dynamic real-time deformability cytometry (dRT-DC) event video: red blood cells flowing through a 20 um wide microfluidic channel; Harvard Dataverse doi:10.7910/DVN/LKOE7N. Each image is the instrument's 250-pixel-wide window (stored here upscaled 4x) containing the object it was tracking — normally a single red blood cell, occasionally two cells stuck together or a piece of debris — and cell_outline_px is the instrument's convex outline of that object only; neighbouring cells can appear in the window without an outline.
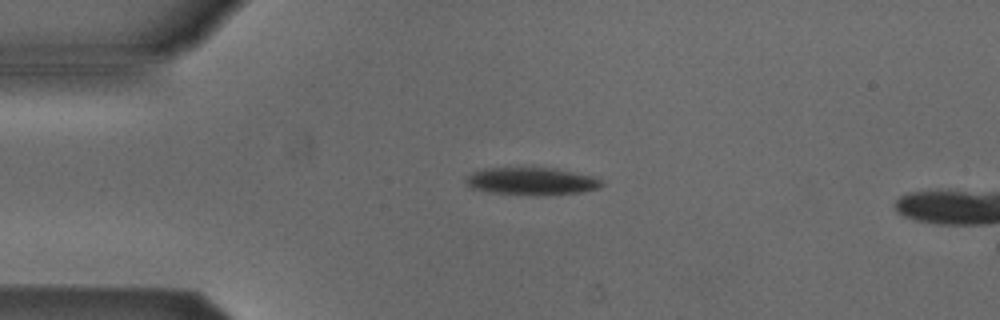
{"species": "Egyptian fruit bat (a non-hibernating species)", "species_latin": "Rousettus aegyptiacus", "temperature_condition": "cold", "stored_images_in_passage": 6, "camera_frame_rate_fps": 3000, "um_per_image_px": 0.085, "animal": {"sex": "male"}, "frame": {"image": 1, "passage_image": 2, "time_ms": 2.0, "image_size_px": [1000, 320], "cell_outline_px": [[604, 184], [600, 188], [580, 192], [492, 192], [468, 188], [464, 180], [472, 172], [484, 168], [532, 164], [556, 168], [596, 176], [604, 180]], "centroid_in_image_um": [45.17, 15.29], "position_along_channel_um": 39.8, "area_um2": 21.91}}
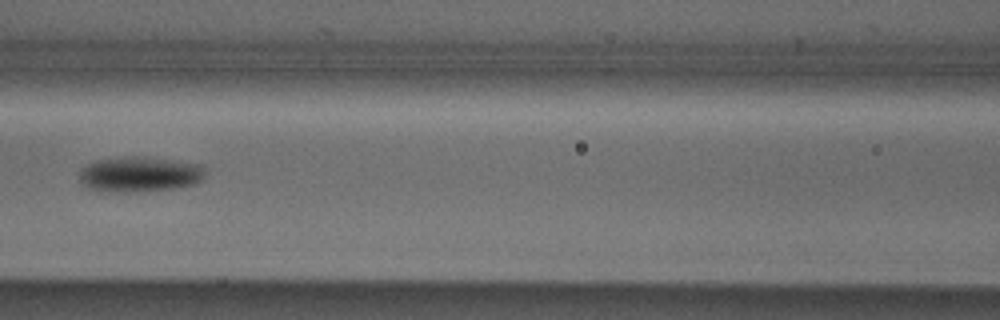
{"frame": {"image": 2, "passage_image": 5, "time_ms": 5.667, "image_size_px": [1000, 320], "cell_outline_px": [[204, 176], [196, 184], [176, 188], [132, 192], [96, 192], [80, 184], [80, 168], [92, 160], [124, 156], [148, 156], [200, 164], [204, 168]], "centroid_in_image_um": [11.79, 14.81], "position_along_channel_um": 154.8, "area_um2": 26.65}}
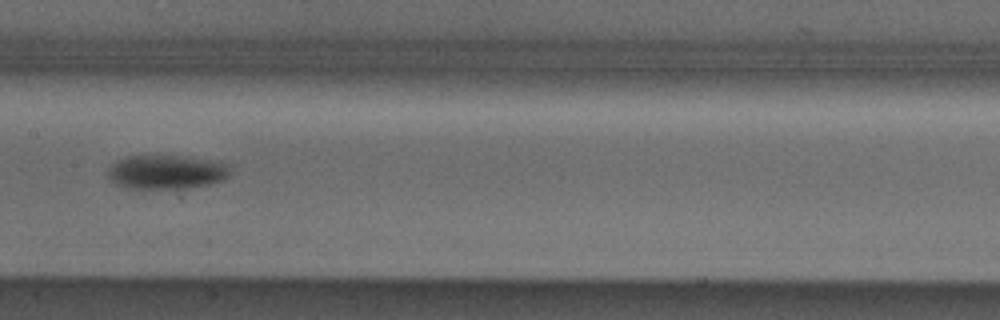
{"frame": {"image": 3, "passage_image": 6, "time_ms": 6.667, "image_size_px": [1000, 320], "cell_outline_px": [[232, 164], [228, 176], [224, 180], [208, 184], [188, 188], [128, 188], [116, 184], [108, 180], [108, 168], [116, 160], [128, 156], [184, 156], [220, 160]], "centroid_in_image_um": [14.2, 14.6], "position_along_channel_um": 193.2, "area_um2": 24.68}}